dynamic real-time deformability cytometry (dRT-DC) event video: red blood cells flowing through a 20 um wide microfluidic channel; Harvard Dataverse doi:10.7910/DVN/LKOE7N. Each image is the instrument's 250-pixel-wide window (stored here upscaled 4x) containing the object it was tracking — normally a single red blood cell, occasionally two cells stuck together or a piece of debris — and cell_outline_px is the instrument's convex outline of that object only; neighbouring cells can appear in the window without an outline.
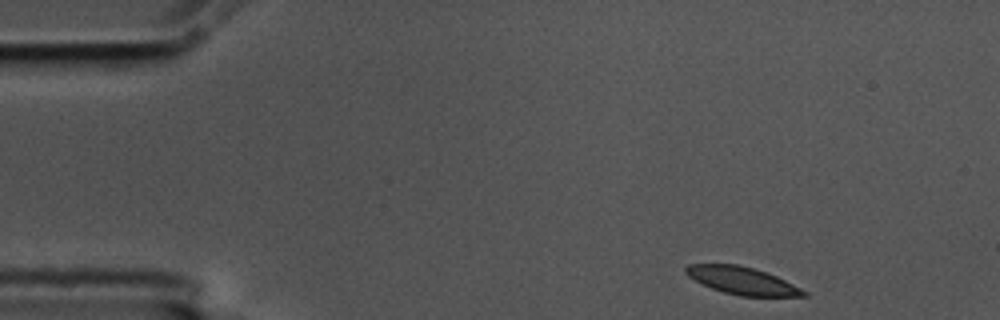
{"species": "common noctule bat (a hibernating species)", "species_latin": "Nyctalus noctula", "temperature_condition": "cold", "stored_images_in_passage": 51, "camera_frame_rate_fps": 3000, "um_per_image_px": 0.085, "animal": {"sex": "male", "body_mass_g": 17.5, "forearm_length_mm": 52.3}, "frame": {"image": 1, "passage_image": 1, "time_ms": 0.0, "image_size_px": [1000, 320], "cell_outline_px": [[808, 296], [740, 296], [724, 292], [712, 288], [688, 276], [684, 272], [684, 268], [688, 264], [740, 264], [776, 276], [808, 292]], "centroid_in_image_um": [63.07, 23.85], "position_along_channel_um": 21.9, "area_um2": 18.61}}
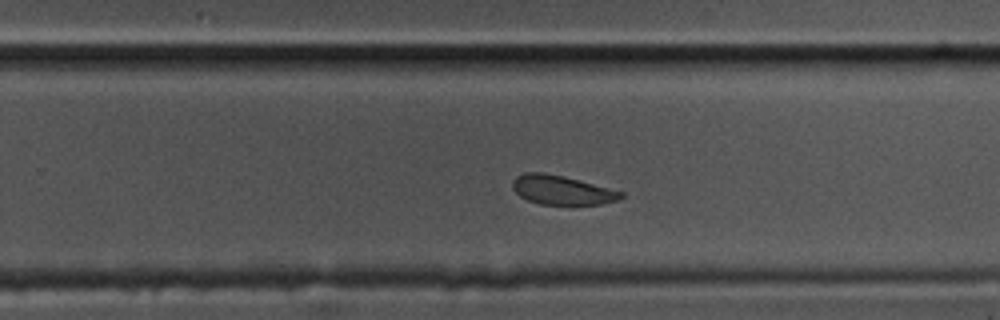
{"frame": {"image": 2, "passage_image": 30, "time_ms": 9.667, "image_size_px": [1000, 320], "cell_outline_px": [[624, 196], [616, 200], [600, 204], [540, 204], [528, 200], [520, 196], [512, 188], [512, 180], [516, 176], [524, 172], [544, 172], [564, 176], [624, 192]], "centroid_in_image_um": [47.72, 16.14], "position_along_channel_um": 282.1, "area_um2": 18.32}}
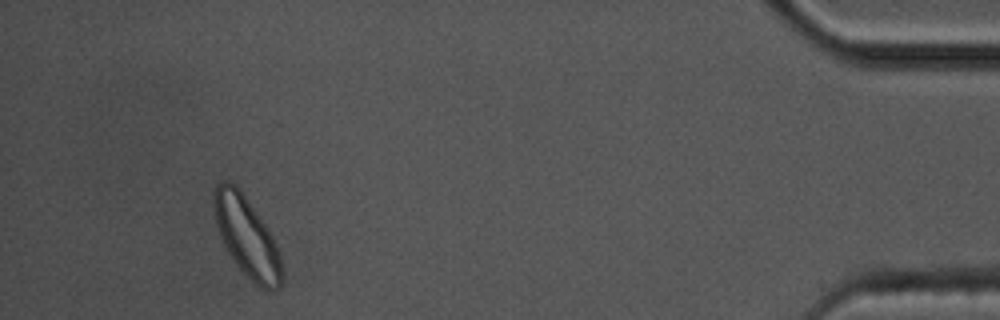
{"frame": {"image": 3, "passage_image": 47, "time_ms": 15.333, "image_size_px": [1000, 320], "cell_outline_px": [[284, 276], [280, 288], [272, 292], [268, 292], [260, 288], [236, 264], [228, 252], [224, 244], [216, 224], [212, 204], [212, 200], [216, 184], [220, 180], [228, 180], [236, 184], [240, 188], [272, 236], [280, 256]], "centroid_in_image_um": [20.97, 20.13], "position_along_channel_um": 414.2, "area_um2": 31.73}, "authors_computed_cell_mechanics": {"area_um2": 20.1722, "velocity_mm_per_s": 3.5169, "shape_relaxation_time_tau1_ms": 2.3686, "shape_relaxation_time_tau2_ms": 3.4185, "deformation_change_tau1": 0.0999, "deformation_change_tau2": 0.0904}}